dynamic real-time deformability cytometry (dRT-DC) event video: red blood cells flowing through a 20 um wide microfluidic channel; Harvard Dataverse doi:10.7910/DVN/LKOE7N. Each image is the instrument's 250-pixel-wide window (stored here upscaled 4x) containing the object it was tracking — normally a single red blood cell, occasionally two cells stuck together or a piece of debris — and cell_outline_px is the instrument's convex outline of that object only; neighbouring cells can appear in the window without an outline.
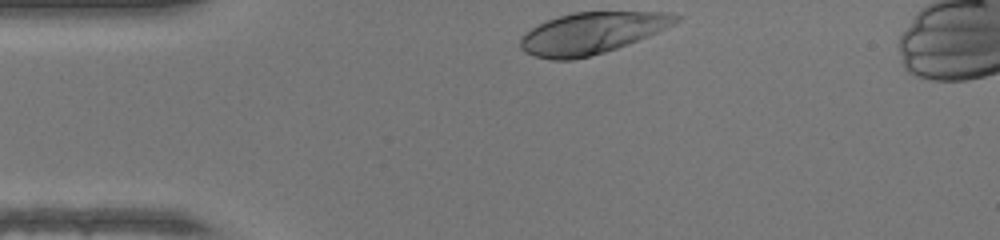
{"species": "human", "species_latin": "Homo sapiens", "temperature_condition": "warm", "stored_images_in_passage": 29, "camera_frame_rate_fps": 3000, "um_per_image_px": 0.085, "donor": {"sex": "female"}, "frame": {"image": 1, "passage_image": 1, "time_ms": 0.0, "image_size_px": [1000, 240], "cell_outline_px": [[684, 16], [680, 20], [648, 36], [628, 44], [604, 52], [572, 60], [552, 60], [536, 56], [524, 52], [520, 48], [520, 40], [532, 28], [548, 20], [572, 12], [668, 12]], "centroid_in_image_um": [50.32, 2.81], "position_along_channel_um": 34.7, "area_um2": 37.11}}
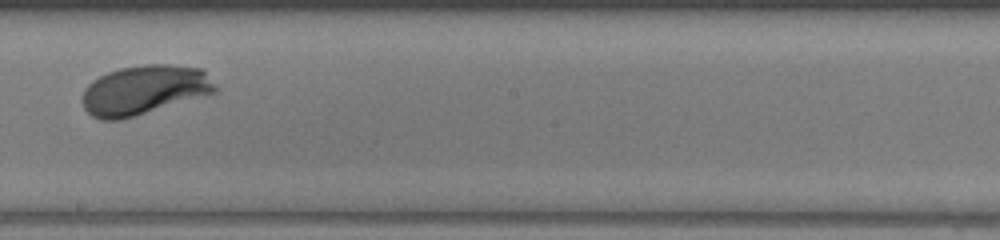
{"frame": {"image": 2, "passage_image": 18, "time_ms": 5.667, "image_size_px": [1000, 240], "cell_outline_px": [[220, 88], [216, 92], [120, 120], [100, 120], [92, 116], [84, 108], [84, 88], [92, 80], [108, 72], [120, 68], [144, 64], [168, 64], [204, 68]], "centroid_in_image_um": [12.31, 7.63], "position_along_channel_um": 235.9, "area_um2": 38.32}}
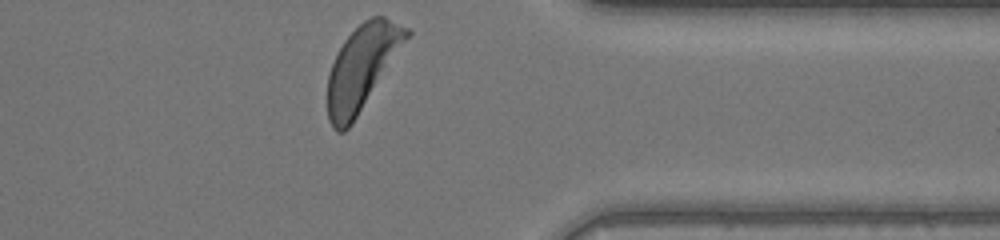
{"frame": {"image": 3, "passage_image": 29, "time_ms": 9.333, "image_size_px": [1000, 240], "cell_outline_px": [[412, 32], [352, 124], [344, 132], [336, 132], [332, 128], [328, 120], [328, 76], [332, 64], [344, 40], [364, 20], [372, 16], [384, 16], [408, 28]], "centroid_in_image_um": [30.76, 5.74], "position_along_channel_um": 380.6, "area_um2": 38.21}, "authors_computed_cell_mechanics": {"area_um2": 38.2058, "velocity_mm_per_s": 4.2626, "shape_relaxation_time_tau1_ms": 2.3974, "shape_relaxation_time_tau2_ms": null, "deformation_change_tau1": 0.187, "deformation_change_tau2": null}}